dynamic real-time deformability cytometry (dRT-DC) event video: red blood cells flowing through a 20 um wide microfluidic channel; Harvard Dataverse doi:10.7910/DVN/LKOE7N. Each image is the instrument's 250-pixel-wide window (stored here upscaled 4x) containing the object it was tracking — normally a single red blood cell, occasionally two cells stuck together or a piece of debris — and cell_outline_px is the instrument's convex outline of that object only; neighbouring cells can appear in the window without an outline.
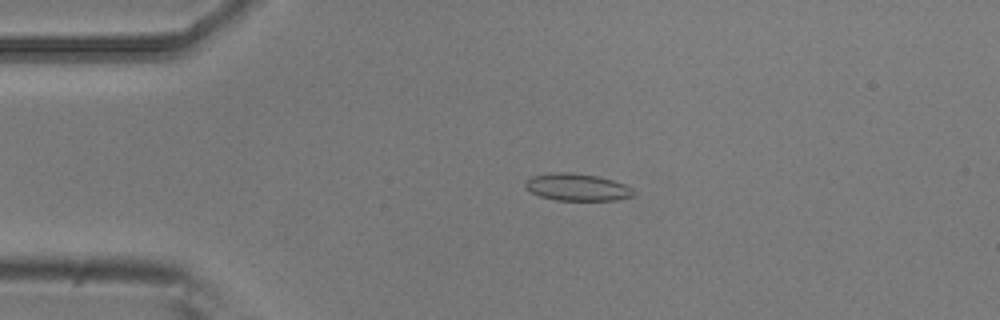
{"species": "common noctule bat (a hibernating species)", "species_latin": "Nyctalus noctula", "temperature_condition": "room temperature", "stored_images_in_passage": 4, "camera_frame_rate_fps": 3000, "um_per_image_px": 0.085, "animal": {"sex": "male", "body_mass_g": 20.5, "forearm_length_mm": 52.5}, "frame": {"image": 1, "passage_image": 3, "time_ms": 0.667, "image_size_px": [1000, 320], "cell_outline_px": [[632, 196], [616, 200], [556, 200], [540, 196], [524, 188], [524, 184], [532, 176], [556, 172], [572, 172], [596, 176], [612, 180], [624, 184], [632, 188]], "centroid_in_image_um": [49.02, 15.91], "position_along_channel_um": 36.0, "area_um2": 16.94}}